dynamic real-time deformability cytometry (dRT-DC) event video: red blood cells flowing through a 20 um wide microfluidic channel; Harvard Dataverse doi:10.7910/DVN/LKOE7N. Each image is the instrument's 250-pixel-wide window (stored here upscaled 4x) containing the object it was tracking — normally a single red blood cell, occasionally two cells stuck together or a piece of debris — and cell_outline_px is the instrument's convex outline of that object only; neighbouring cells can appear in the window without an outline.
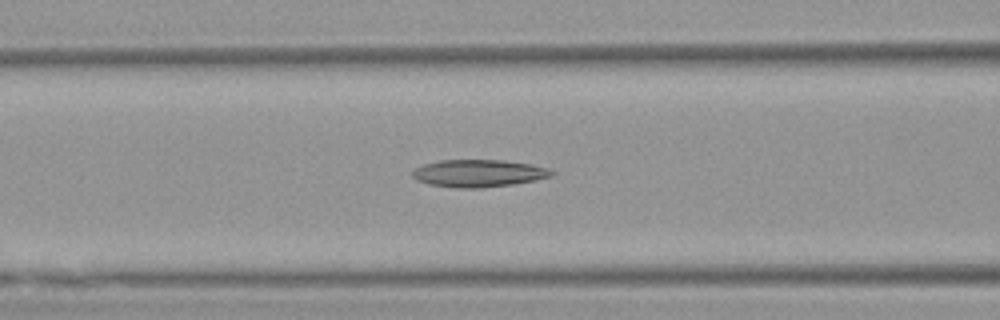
{"species": "Egyptian fruit bat (a non-hibernating species)", "species_latin": "Rousettus aegyptiacus", "temperature_condition": "warm", "stored_images_in_passage": 36, "camera_frame_rate_fps": 3000, "um_per_image_px": 0.085, "animal": {"sex": "female"}, "frame": {"image": 1, "passage_image": 19, "time_ms": 6.0, "image_size_px": [1000, 320], "cell_outline_px": [[556, 172], [552, 176], [536, 180], [512, 184], [480, 188], [456, 188], [428, 184], [416, 180], [412, 176], [412, 172], [416, 168], [424, 164], [440, 160], [500, 160], [528, 164], [548, 168]], "centroid_in_image_um": [40.67, 14.73], "position_along_channel_um": 125.9, "area_um2": 22.14}}
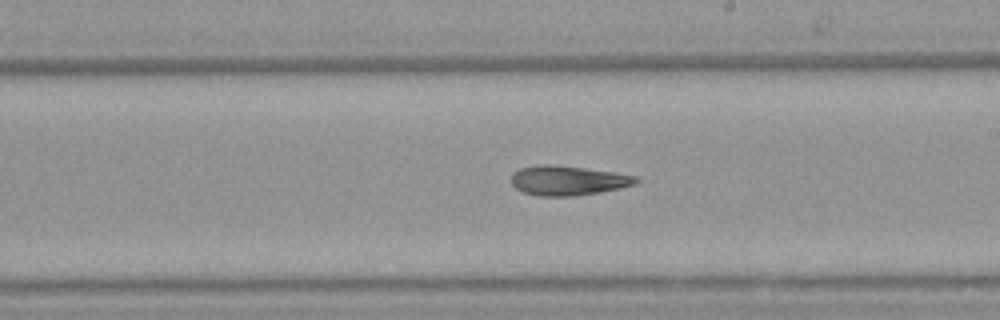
{"frame": {"image": 2, "passage_image": 28, "time_ms": 9.0, "image_size_px": [1000, 320], "cell_outline_px": [[640, 180], [636, 184], [620, 188], [600, 192], [572, 196], [540, 196], [524, 192], [516, 188], [512, 184], [512, 172], [520, 168], [544, 164], [552, 164], [584, 168], [612, 172], [636, 176]], "centroid_in_image_um": [48.27, 15.34], "position_along_channel_um": 240.7, "area_um2": 21.39}}
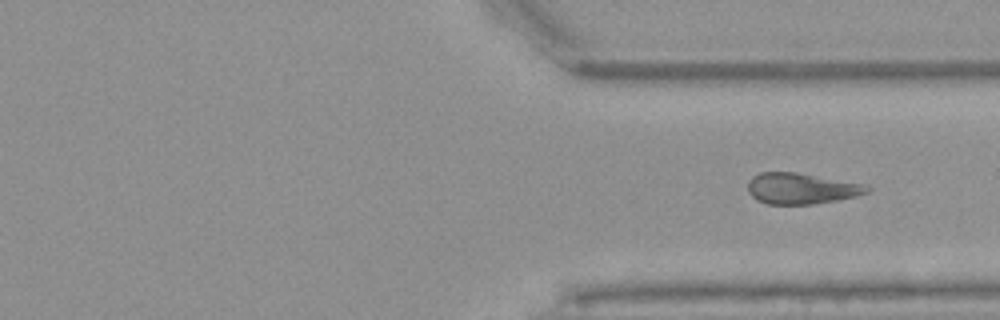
{"frame": {"image": 3, "passage_image": 36, "time_ms": 11.667, "image_size_px": [1000, 320], "cell_outline_px": [[872, 192], [856, 196], [836, 200], [812, 204], [768, 204], [756, 200], [748, 192], [748, 180], [752, 176], [760, 172], [796, 172], [864, 184], [872, 188]], "centroid_in_image_um": [68.11, 16.02], "position_along_channel_um": 343.3, "area_um2": 21.62}}